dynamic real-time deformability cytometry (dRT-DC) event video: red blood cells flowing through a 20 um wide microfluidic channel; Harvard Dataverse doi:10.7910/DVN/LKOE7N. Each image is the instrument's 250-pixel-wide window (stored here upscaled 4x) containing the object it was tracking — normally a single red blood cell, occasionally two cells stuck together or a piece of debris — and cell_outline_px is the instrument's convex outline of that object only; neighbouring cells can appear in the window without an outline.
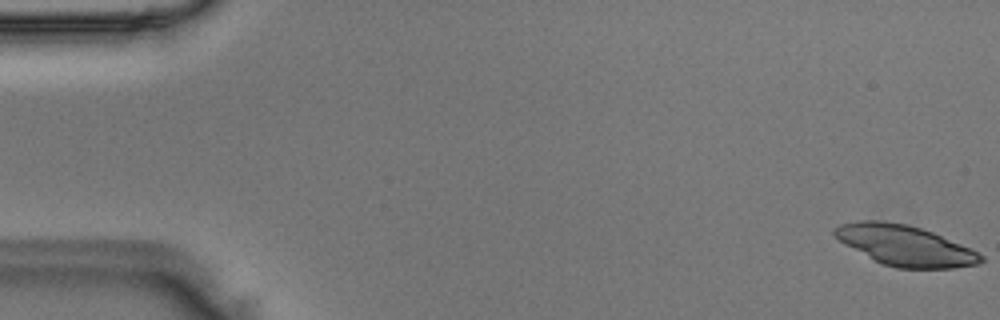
{"species": "Egyptian fruit bat (a non-hibernating species)", "species_latin": "Rousettus aegyptiacus", "temperature_condition": "room temperature", "stored_images_in_passage": 31, "camera_frame_rate_fps": 3000, "um_per_image_px": 0.085, "animal": {"sex": "male"}, "frame": {"image": 1, "passage_image": 1, "time_ms": 0.0, "image_size_px": [1000, 320], "cell_outline_px": [[984, 260], [980, 264], [956, 268], [896, 268], [880, 264], [844, 244], [832, 232], [832, 228], [840, 224], [856, 220], [880, 220], [908, 224], [932, 232], [960, 244], [984, 256]], "centroid_in_image_um": [76.88, 20.87], "position_along_channel_um": 8.1, "area_um2": 34.51}}